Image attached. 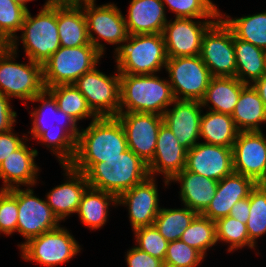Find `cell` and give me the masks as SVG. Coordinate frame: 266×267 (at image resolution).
I'll list each match as a JSON object with an SVG mask.
<instances>
[{
  "label": "cell",
  "instance_id": "1",
  "mask_svg": "<svg viewBox=\"0 0 266 267\" xmlns=\"http://www.w3.org/2000/svg\"><path fill=\"white\" fill-rule=\"evenodd\" d=\"M128 150L125 131L116 117H98L81 129L76 141V152L69 164L86 173L95 163L121 156Z\"/></svg>",
  "mask_w": 266,
  "mask_h": 267
},
{
  "label": "cell",
  "instance_id": "2",
  "mask_svg": "<svg viewBox=\"0 0 266 267\" xmlns=\"http://www.w3.org/2000/svg\"><path fill=\"white\" fill-rule=\"evenodd\" d=\"M174 100L167 79L162 80L156 74H120V113H155L162 116Z\"/></svg>",
  "mask_w": 266,
  "mask_h": 267
},
{
  "label": "cell",
  "instance_id": "3",
  "mask_svg": "<svg viewBox=\"0 0 266 267\" xmlns=\"http://www.w3.org/2000/svg\"><path fill=\"white\" fill-rule=\"evenodd\" d=\"M20 32V37H14L9 46L17 52V43L21 41L26 57L43 65L61 47L57 26V4L45 2L34 17L28 10Z\"/></svg>",
  "mask_w": 266,
  "mask_h": 267
},
{
  "label": "cell",
  "instance_id": "4",
  "mask_svg": "<svg viewBox=\"0 0 266 267\" xmlns=\"http://www.w3.org/2000/svg\"><path fill=\"white\" fill-rule=\"evenodd\" d=\"M85 175L89 187L117 197L150 176L148 165L130 149L121 156L95 163Z\"/></svg>",
  "mask_w": 266,
  "mask_h": 267
},
{
  "label": "cell",
  "instance_id": "5",
  "mask_svg": "<svg viewBox=\"0 0 266 267\" xmlns=\"http://www.w3.org/2000/svg\"><path fill=\"white\" fill-rule=\"evenodd\" d=\"M120 74H157L168 60L162 33L129 35L114 54Z\"/></svg>",
  "mask_w": 266,
  "mask_h": 267
},
{
  "label": "cell",
  "instance_id": "6",
  "mask_svg": "<svg viewBox=\"0 0 266 267\" xmlns=\"http://www.w3.org/2000/svg\"><path fill=\"white\" fill-rule=\"evenodd\" d=\"M102 56L93 45L61 46L42 65L45 89L74 84L83 74L97 66Z\"/></svg>",
  "mask_w": 266,
  "mask_h": 267
},
{
  "label": "cell",
  "instance_id": "7",
  "mask_svg": "<svg viewBox=\"0 0 266 267\" xmlns=\"http://www.w3.org/2000/svg\"><path fill=\"white\" fill-rule=\"evenodd\" d=\"M17 55L9 45L0 54V93L8 98H19L27 106L28 101L45 90L42 65L29 58L27 64L17 63Z\"/></svg>",
  "mask_w": 266,
  "mask_h": 267
},
{
  "label": "cell",
  "instance_id": "8",
  "mask_svg": "<svg viewBox=\"0 0 266 267\" xmlns=\"http://www.w3.org/2000/svg\"><path fill=\"white\" fill-rule=\"evenodd\" d=\"M95 1L85 0L82 2L90 43L102 55L105 54L106 48L100 40L107 42L109 45H118L114 48V53H116L129 36L124 15L114 3L110 2L98 6ZM94 33L97 36H94Z\"/></svg>",
  "mask_w": 266,
  "mask_h": 267
},
{
  "label": "cell",
  "instance_id": "9",
  "mask_svg": "<svg viewBox=\"0 0 266 267\" xmlns=\"http://www.w3.org/2000/svg\"><path fill=\"white\" fill-rule=\"evenodd\" d=\"M165 70L177 100L201 101L213 77L200 55L168 58Z\"/></svg>",
  "mask_w": 266,
  "mask_h": 267
},
{
  "label": "cell",
  "instance_id": "10",
  "mask_svg": "<svg viewBox=\"0 0 266 267\" xmlns=\"http://www.w3.org/2000/svg\"><path fill=\"white\" fill-rule=\"evenodd\" d=\"M74 236L65 228L42 233L30 239L21 248V257L25 261L36 262L45 267H56L68 263L81 248Z\"/></svg>",
  "mask_w": 266,
  "mask_h": 267
},
{
  "label": "cell",
  "instance_id": "11",
  "mask_svg": "<svg viewBox=\"0 0 266 267\" xmlns=\"http://www.w3.org/2000/svg\"><path fill=\"white\" fill-rule=\"evenodd\" d=\"M98 117H116L120 113V73L110 76L95 66L73 84Z\"/></svg>",
  "mask_w": 266,
  "mask_h": 267
},
{
  "label": "cell",
  "instance_id": "12",
  "mask_svg": "<svg viewBox=\"0 0 266 267\" xmlns=\"http://www.w3.org/2000/svg\"><path fill=\"white\" fill-rule=\"evenodd\" d=\"M26 188L16 187L8 189L17 199L18 222L16 232L25 238V242L17 245L19 249L30 239L60 226V221L54 215L46 200H42L34 195L31 187Z\"/></svg>",
  "mask_w": 266,
  "mask_h": 267
},
{
  "label": "cell",
  "instance_id": "13",
  "mask_svg": "<svg viewBox=\"0 0 266 267\" xmlns=\"http://www.w3.org/2000/svg\"><path fill=\"white\" fill-rule=\"evenodd\" d=\"M200 57L213 77H236L233 31L221 17L203 35Z\"/></svg>",
  "mask_w": 266,
  "mask_h": 267
},
{
  "label": "cell",
  "instance_id": "14",
  "mask_svg": "<svg viewBox=\"0 0 266 267\" xmlns=\"http://www.w3.org/2000/svg\"><path fill=\"white\" fill-rule=\"evenodd\" d=\"M217 19L198 18L197 21L180 17L168 20L162 32L168 58L200 55L203 35Z\"/></svg>",
  "mask_w": 266,
  "mask_h": 267
},
{
  "label": "cell",
  "instance_id": "15",
  "mask_svg": "<svg viewBox=\"0 0 266 267\" xmlns=\"http://www.w3.org/2000/svg\"><path fill=\"white\" fill-rule=\"evenodd\" d=\"M116 118L125 131L128 149L148 165L154 158L158 131L163 124L162 116L155 113L125 112L119 113Z\"/></svg>",
  "mask_w": 266,
  "mask_h": 267
},
{
  "label": "cell",
  "instance_id": "16",
  "mask_svg": "<svg viewBox=\"0 0 266 267\" xmlns=\"http://www.w3.org/2000/svg\"><path fill=\"white\" fill-rule=\"evenodd\" d=\"M155 181V177L149 176L117 197V205L128 208L132 231L139 227L153 225L161 209L159 207V190Z\"/></svg>",
  "mask_w": 266,
  "mask_h": 267
},
{
  "label": "cell",
  "instance_id": "17",
  "mask_svg": "<svg viewBox=\"0 0 266 267\" xmlns=\"http://www.w3.org/2000/svg\"><path fill=\"white\" fill-rule=\"evenodd\" d=\"M185 169L220 181L234 172L232 148L199 142L187 150Z\"/></svg>",
  "mask_w": 266,
  "mask_h": 267
},
{
  "label": "cell",
  "instance_id": "18",
  "mask_svg": "<svg viewBox=\"0 0 266 267\" xmlns=\"http://www.w3.org/2000/svg\"><path fill=\"white\" fill-rule=\"evenodd\" d=\"M171 106L173 107L168 108L162 115L163 124L172 131L180 144L189 150L199 143L202 103L196 100L175 99Z\"/></svg>",
  "mask_w": 266,
  "mask_h": 267
},
{
  "label": "cell",
  "instance_id": "19",
  "mask_svg": "<svg viewBox=\"0 0 266 267\" xmlns=\"http://www.w3.org/2000/svg\"><path fill=\"white\" fill-rule=\"evenodd\" d=\"M234 172L257 182L264 174L266 137L262 131L239 132L233 147Z\"/></svg>",
  "mask_w": 266,
  "mask_h": 267
},
{
  "label": "cell",
  "instance_id": "20",
  "mask_svg": "<svg viewBox=\"0 0 266 267\" xmlns=\"http://www.w3.org/2000/svg\"><path fill=\"white\" fill-rule=\"evenodd\" d=\"M187 149L183 147L172 131L162 124L158 131L157 144L153 160L148 164L151 177L164 176L165 186L186 166Z\"/></svg>",
  "mask_w": 266,
  "mask_h": 267
},
{
  "label": "cell",
  "instance_id": "21",
  "mask_svg": "<svg viewBox=\"0 0 266 267\" xmlns=\"http://www.w3.org/2000/svg\"><path fill=\"white\" fill-rule=\"evenodd\" d=\"M67 179L55 186L45 196L54 215L61 222L78 211L83 193L89 187L86 175L73 169L70 165H61Z\"/></svg>",
  "mask_w": 266,
  "mask_h": 267
},
{
  "label": "cell",
  "instance_id": "22",
  "mask_svg": "<svg viewBox=\"0 0 266 267\" xmlns=\"http://www.w3.org/2000/svg\"><path fill=\"white\" fill-rule=\"evenodd\" d=\"M29 139L30 137L0 165V179L3 181L0 190L36 185L40 168L35 163V157L39 152L26 145Z\"/></svg>",
  "mask_w": 266,
  "mask_h": 267
},
{
  "label": "cell",
  "instance_id": "23",
  "mask_svg": "<svg viewBox=\"0 0 266 267\" xmlns=\"http://www.w3.org/2000/svg\"><path fill=\"white\" fill-rule=\"evenodd\" d=\"M31 102H41L42 104L37 108L34 107L35 110L33 109L32 112H29L31 113V119H33V126H31V130L28 133L32 135L34 140L51 128H63L76 141L78 140L80 129L77 126V122L58 108L57 101L46 89L32 99Z\"/></svg>",
  "mask_w": 266,
  "mask_h": 267
},
{
  "label": "cell",
  "instance_id": "24",
  "mask_svg": "<svg viewBox=\"0 0 266 267\" xmlns=\"http://www.w3.org/2000/svg\"><path fill=\"white\" fill-rule=\"evenodd\" d=\"M256 184L253 179L236 172L225 176L218 181L214 198L202 215L213 221L228 216L232 206L237 201L249 197Z\"/></svg>",
  "mask_w": 266,
  "mask_h": 267
},
{
  "label": "cell",
  "instance_id": "25",
  "mask_svg": "<svg viewBox=\"0 0 266 267\" xmlns=\"http://www.w3.org/2000/svg\"><path fill=\"white\" fill-rule=\"evenodd\" d=\"M166 7L162 0H131L124 16L128 34L162 33L168 22Z\"/></svg>",
  "mask_w": 266,
  "mask_h": 267
},
{
  "label": "cell",
  "instance_id": "26",
  "mask_svg": "<svg viewBox=\"0 0 266 267\" xmlns=\"http://www.w3.org/2000/svg\"><path fill=\"white\" fill-rule=\"evenodd\" d=\"M180 183V199L184 206L202 214L210 205L217 190L218 181L186 169L177 173L169 182Z\"/></svg>",
  "mask_w": 266,
  "mask_h": 267
},
{
  "label": "cell",
  "instance_id": "27",
  "mask_svg": "<svg viewBox=\"0 0 266 267\" xmlns=\"http://www.w3.org/2000/svg\"><path fill=\"white\" fill-rule=\"evenodd\" d=\"M57 26L60 46L92 45L82 3L57 4Z\"/></svg>",
  "mask_w": 266,
  "mask_h": 267
},
{
  "label": "cell",
  "instance_id": "28",
  "mask_svg": "<svg viewBox=\"0 0 266 267\" xmlns=\"http://www.w3.org/2000/svg\"><path fill=\"white\" fill-rule=\"evenodd\" d=\"M246 85L236 77H212L205 96L201 100L202 107L231 115Z\"/></svg>",
  "mask_w": 266,
  "mask_h": 267
},
{
  "label": "cell",
  "instance_id": "29",
  "mask_svg": "<svg viewBox=\"0 0 266 267\" xmlns=\"http://www.w3.org/2000/svg\"><path fill=\"white\" fill-rule=\"evenodd\" d=\"M231 117L239 132L261 131L260 124L266 123V106L252 85L242 89Z\"/></svg>",
  "mask_w": 266,
  "mask_h": 267
},
{
  "label": "cell",
  "instance_id": "30",
  "mask_svg": "<svg viewBox=\"0 0 266 267\" xmlns=\"http://www.w3.org/2000/svg\"><path fill=\"white\" fill-rule=\"evenodd\" d=\"M233 46L236 60V78L246 84H252L266 74V51L233 34Z\"/></svg>",
  "mask_w": 266,
  "mask_h": 267
},
{
  "label": "cell",
  "instance_id": "31",
  "mask_svg": "<svg viewBox=\"0 0 266 267\" xmlns=\"http://www.w3.org/2000/svg\"><path fill=\"white\" fill-rule=\"evenodd\" d=\"M110 204L117 206L116 195L88 187L82 195L77 214L86 227L99 229L107 222Z\"/></svg>",
  "mask_w": 266,
  "mask_h": 267
},
{
  "label": "cell",
  "instance_id": "32",
  "mask_svg": "<svg viewBox=\"0 0 266 267\" xmlns=\"http://www.w3.org/2000/svg\"><path fill=\"white\" fill-rule=\"evenodd\" d=\"M238 133L231 115L212 110L202 112L200 139H205L204 143L232 148Z\"/></svg>",
  "mask_w": 266,
  "mask_h": 267
},
{
  "label": "cell",
  "instance_id": "33",
  "mask_svg": "<svg viewBox=\"0 0 266 267\" xmlns=\"http://www.w3.org/2000/svg\"><path fill=\"white\" fill-rule=\"evenodd\" d=\"M224 16L220 13V17L230 27L236 38L266 51V11L240 18H232L226 13Z\"/></svg>",
  "mask_w": 266,
  "mask_h": 267
},
{
  "label": "cell",
  "instance_id": "34",
  "mask_svg": "<svg viewBox=\"0 0 266 267\" xmlns=\"http://www.w3.org/2000/svg\"><path fill=\"white\" fill-rule=\"evenodd\" d=\"M54 99L57 101V106L60 110L71 116L77 123L85 118H92L91 121L98 116L91 110L85 97L73 85H57L46 88Z\"/></svg>",
  "mask_w": 266,
  "mask_h": 267
},
{
  "label": "cell",
  "instance_id": "35",
  "mask_svg": "<svg viewBox=\"0 0 266 267\" xmlns=\"http://www.w3.org/2000/svg\"><path fill=\"white\" fill-rule=\"evenodd\" d=\"M198 215L187 206L183 208H162L155 218L154 226L159 233L168 241L180 240L182 233Z\"/></svg>",
  "mask_w": 266,
  "mask_h": 267
},
{
  "label": "cell",
  "instance_id": "36",
  "mask_svg": "<svg viewBox=\"0 0 266 267\" xmlns=\"http://www.w3.org/2000/svg\"><path fill=\"white\" fill-rule=\"evenodd\" d=\"M180 240L206 257L207 250L218 243L215 221L198 214L182 233Z\"/></svg>",
  "mask_w": 266,
  "mask_h": 267
},
{
  "label": "cell",
  "instance_id": "37",
  "mask_svg": "<svg viewBox=\"0 0 266 267\" xmlns=\"http://www.w3.org/2000/svg\"><path fill=\"white\" fill-rule=\"evenodd\" d=\"M249 198L250 210L246 227L249 241L256 247V240L266 234V186L256 184Z\"/></svg>",
  "mask_w": 266,
  "mask_h": 267
},
{
  "label": "cell",
  "instance_id": "38",
  "mask_svg": "<svg viewBox=\"0 0 266 267\" xmlns=\"http://www.w3.org/2000/svg\"><path fill=\"white\" fill-rule=\"evenodd\" d=\"M53 153L60 165H69L75 156L76 140L63 128H51L37 139Z\"/></svg>",
  "mask_w": 266,
  "mask_h": 267
},
{
  "label": "cell",
  "instance_id": "39",
  "mask_svg": "<svg viewBox=\"0 0 266 267\" xmlns=\"http://www.w3.org/2000/svg\"><path fill=\"white\" fill-rule=\"evenodd\" d=\"M217 242L227 243L228 252L237 251L245 246L254 249L249 241L246 224L230 216L219 218L215 221Z\"/></svg>",
  "mask_w": 266,
  "mask_h": 267
},
{
  "label": "cell",
  "instance_id": "40",
  "mask_svg": "<svg viewBox=\"0 0 266 267\" xmlns=\"http://www.w3.org/2000/svg\"><path fill=\"white\" fill-rule=\"evenodd\" d=\"M175 18H219L220 10L211 0H162Z\"/></svg>",
  "mask_w": 266,
  "mask_h": 267
},
{
  "label": "cell",
  "instance_id": "41",
  "mask_svg": "<svg viewBox=\"0 0 266 267\" xmlns=\"http://www.w3.org/2000/svg\"><path fill=\"white\" fill-rule=\"evenodd\" d=\"M27 9L13 0H0V36L8 43L21 30Z\"/></svg>",
  "mask_w": 266,
  "mask_h": 267
},
{
  "label": "cell",
  "instance_id": "42",
  "mask_svg": "<svg viewBox=\"0 0 266 267\" xmlns=\"http://www.w3.org/2000/svg\"><path fill=\"white\" fill-rule=\"evenodd\" d=\"M205 257L181 240L169 242L164 258V267H196Z\"/></svg>",
  "mask_w": 266,
  "mask_h": 267
},
{
  "label": "cell",
  "instance_id": "43",
  "mask_svg": "<svg viewBox=\"0 0 266 267\" xmlns=\"http://www.w3.org/2000/svg\"><path fill=\"white\" fill-rule=\"evenodd\" d=\"M134 237L136 247L164 262L168 241L159 233L153 225L136 228Z\"/></svg>",
  "mask_w": 266,
  "mask_h": 267
},
{
  "label": "cell",
  "instance_id": "44",
  "mask_svg": "<svg viewBox=\"0 0 266 267\" xmlns=\"http://www.w3.org/2000/svg\"><path fill=\"white\" fill-rule=\"evenodd\" d=\"M17 222V199L8 190H0V234L9 236L15 233Z\"/></svg>",
  "mask_w": 266,
  "mask_h": 267
},
{
  "label": "cell",
  "instance_id": "45",
  "mask_svg": "<svg viewBox=\"0 0 266 267\" xmlns=\"http://www.w3.org/2000/svg\"><path fill=\"white\" fill-rule=\"evenodd\" d=\"M127 267H164V262L150 254L134 247L127 251L125 256Z\"/></svg>",
  "mask_w": 266,
  "mask_h": 267
},
{
  "label": "cell",
  "instance_id": "46",
  "mask_svg": "<svg viewBox=\"0 0 266 267\" xmlns=\"http://www.w3.org/2000/svg\"><path fill=\"white\" fill-rule=\"evenodd\" d=\"M28 139L25 134L22 138L14 132V129L0 133V165L11 153L16 151ZM23 140V141H22Z\"/></svg>",
  "mask_w": 266,
  "mask_h": 267
},
{
  "label": "cell",
  "instance_id": "47",
  "mask_svg": "<svg viewBox=\"0 0 266 267\" xmlns=\"http://www.w3.org/2000/svg\"><path fill=\"white\" fill-rule=\"evenodd\" d=\"M9 99L0 93V133L12 130L16 122L17 113L12 110Z\"/></svg>",
  "mask_w": 266,
  "mask_h": 267
},
{
  "label": "cell",
  "instance_id": "48",
  "mask_svg": "<svg viewBox=\"0 0 266 267\" xmlns=\"http://www.w3.org/2000/svg\"><path fill=\"white\" fill-rule=\"evenodd\" d=\"M250 198L246 197L237 201L229 212L230 217L246 224L249 218Z\"/></svg>",
  "mask_w": 266,
  "mask_h": 267
},
{
  "label": "cell",
  "instance_id": "49",
  "mask_svg": "<svg viewBox=\"0 0 266 267\" xmlns=\"http://www.w3.org/2000/svg\"><path fill=\"white\" fill-rule=\"evenodd\" d=\"M266 106V74L251 84Z\"/></svg>",
  "mask_w": 266,
  "mask_h": 267
},
{
  "label": "cell",
  "instance_id": "50",
  "mask_svg": "<svg viewBox=\"0 0 266 267\" xmlns=\"http://www.w3.org/2000/svg\"><path fill=\"white\" fill-rule=\"evenodd\" d=\"M85 0H47L48 4L82 3Z\"/></svg>",
  "mask_w": 266,
  "mask_h": 267
},
{
  "label": "cell",
  "instance_id": "51",
  "mask_svg": "<svg viewBox=\"0 0 266 267\" xmlns=\"http://www.w3.org/2000/svg\"><path fill=\"white\" fill-rule=\"evenodd\" d=\"M256 183L261 186H266V163L264 167V174Z\"/></svg>",
  "mask_w": 266,
  "mask_h": 267
},
{
  "label": "cell",
  "instance_id": "52",
  "mask_svg": "<svg viewBox=\"0 0 266 267\" xmlns=\"http://www.w3.org/2000/svg\"><path fill=\"white\" fill-rule=\"evenodd\" d=\"M9 43L0 36V54L8 47Z\"/></svg>",
  "mask_w": 266,
  "mask_h": 267
},
{
  "label": "cell",
  "instance_id": "53",
  "mask_svg": "<svg viewBox=\"0 0 266 267\" xmlns=\"http://www.w3.org/2000/svg\"><path fill=\"white\" fill-rule=\"evenodd\" d=\"M13 1H15L18 4H20L25 9L29 10L28 7L26 6L27 5V2L34 1V0H13Z\"/></svg>",
  "mask_w": 266,
  "mask_h": 267
}]
</instances>
